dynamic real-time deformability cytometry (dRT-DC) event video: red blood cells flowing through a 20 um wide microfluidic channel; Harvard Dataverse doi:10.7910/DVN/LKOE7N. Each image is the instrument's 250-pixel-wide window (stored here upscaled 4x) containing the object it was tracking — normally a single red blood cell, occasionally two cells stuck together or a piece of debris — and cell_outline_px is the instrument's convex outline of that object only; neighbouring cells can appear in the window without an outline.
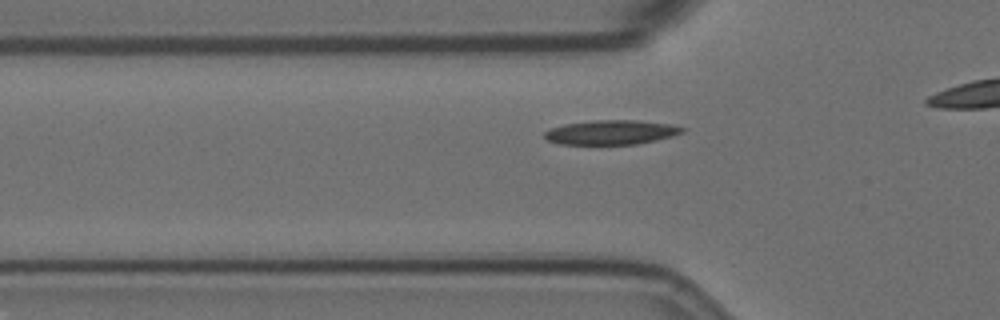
{"species": "Egyptian fruit bat (a non-hibernating species)", "species_latin": "Rousettus aegyptiacus", "temperature_condition": "room temperature", "stored_images_in_passage": 33, "camera_frame_rate_fps": 3000, "um_per_image_px": 0.085, "animal": {"sex": "female"}, "frame": {"image": 1, "passage_image": 6, "time_ms": 1.667, "image_size_px": [1000, 320], "cell_outline_px": [[688, 128], [684, 132], [672, 136], [656, 140], [636, 144], [560, 144], [548, 140], [544, 136], [544, 132], [548, 128], [564, 124], [592, 120], [636, 120], [672, 124]], "centroid_in_image_um": [51.97, 11.24], "position_along_channel_um": 73.8, "area_um2": 19.77}}
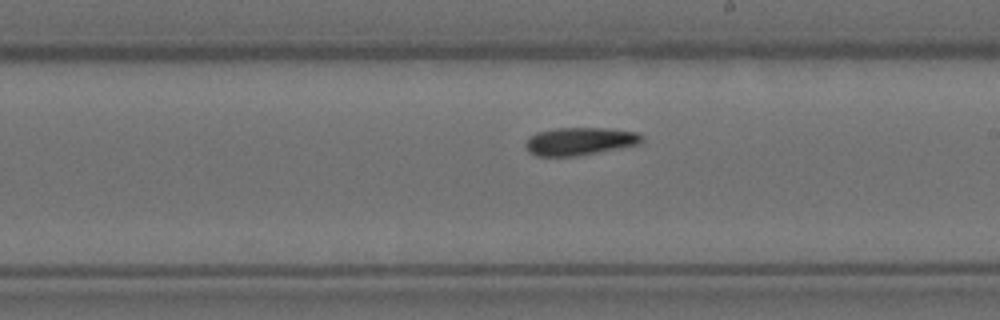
{"frame": {"image": 2, "passage_image": 20, "time_ms": 6.333, "image_size_px": [1000, 320], "cell_outline_px": [[644, 140], [640, 144], [576, 156], [536, 156], [528, 152], [524, 148], [524, 144], [528, 136], [536, 132], [556, 128], [608, 128], [636, 132], [644, 136]], "centroid_in_image_um": [49.24, 12.0], "position_along_channel_um": 239.8, "area_um2": 19.07}}
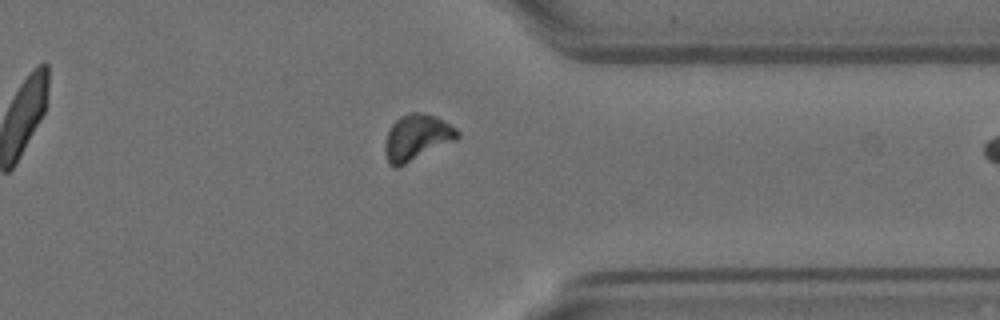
{"frame": {"image": 3, "passage_image": 32, "time_ms": 10.333, "image_size_px": [1000, 320], "cell_outline_px": [[460, 136], [456, 140], [396, 168], [388, 164], [384, 152], [384, 144], [388, 132], [392, 124], [400, 116], [412, 112], [420, 112], [436, 116], [456, 128], [460, 132]], "centroid_in_image_um": [35.42, 11.68], "position_along_channel_um": 376.0, "area_um2": 19.36}}